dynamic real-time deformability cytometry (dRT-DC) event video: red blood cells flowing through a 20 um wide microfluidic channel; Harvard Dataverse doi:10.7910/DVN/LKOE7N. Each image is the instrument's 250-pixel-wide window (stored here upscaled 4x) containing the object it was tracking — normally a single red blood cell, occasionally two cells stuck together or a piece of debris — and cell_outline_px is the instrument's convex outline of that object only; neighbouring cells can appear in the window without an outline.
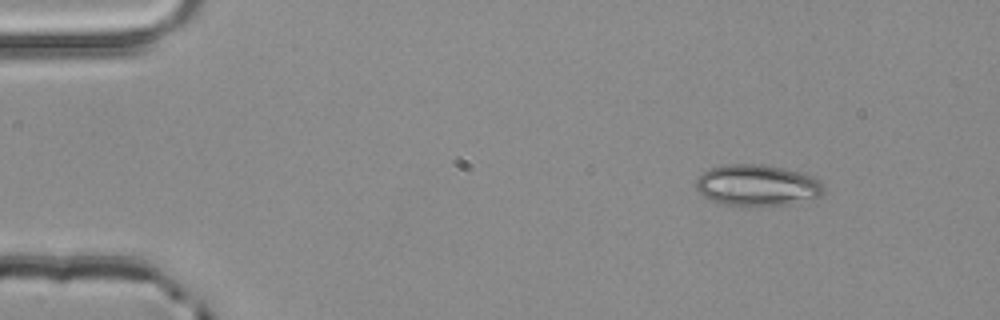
{"species": "common noctule bat (a hibernating species)", "species_latin": "Nyctalus noctula", "temperature_condition": "room temperature", "stored_images_in_passage": 3, "camera_frame_rate_fps": 3000, "um_per_image_px": 0.085, "animal": {"sex": "male", "body_mass_g": 20.4}, "frame": {"image": 1, "passage_image": 1, "time_ms": 0.0, "image_size_px": [1000, 320], "cell_outline_px": [[824, 192], [820, 196], [788, 204], [724, 204], [712, 200], [704, 196], [696, 188], [696, 180], [704, 172], [712, 168], [728, 164], [760, 164], [784, 168], [800, 172], [812, 176], [820, 180], [824, 188]], "centroid_in_image_um": [64.39, 15.72], "position_along_channel_um": 20.6, "area_um2": 30.0}}